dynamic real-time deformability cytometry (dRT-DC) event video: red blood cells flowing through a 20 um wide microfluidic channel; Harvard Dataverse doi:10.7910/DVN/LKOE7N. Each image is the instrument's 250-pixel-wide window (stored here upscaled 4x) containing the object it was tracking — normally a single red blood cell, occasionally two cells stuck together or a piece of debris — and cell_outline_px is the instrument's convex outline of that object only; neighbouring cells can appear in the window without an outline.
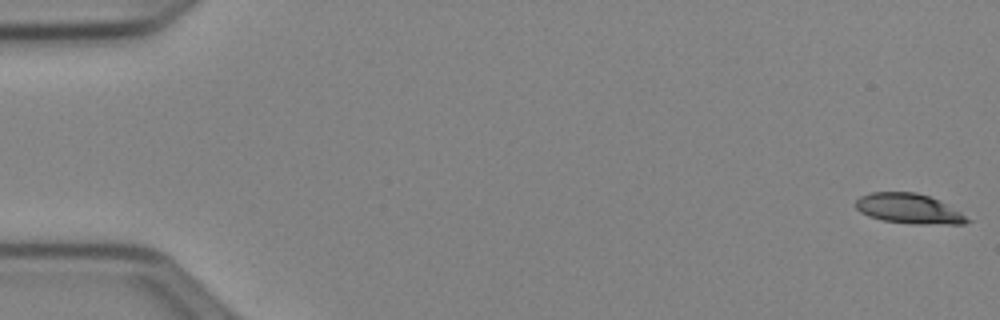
{"species": "Egyptian fruit bat (a non-hibernating species)", "species_latin": "Rousettus aegyptiacus", "temperature_condition": "cold", "stored_images_in_passage": 52, "camera_frame_rate_fps": 3000, "um_per_image_px": 0.085, "animal": {"sex": "female"}, "frame": {"image": 1, "passage_image": 1, "time_ms": 0.0, "image_size_px": [1000, 320], "cell_outline_px": [[972, 220], [964, 224], [912, 224], [880, 220], [868, 216], [860, 212], [856, 208], [856, 200], [860, 196], [872, 192], [916, 192], [928, 196], [960, 212]], "centroid_in_image_um": [77.22, 17.75], "position_along_channel_um": 7.8, "area_um2": 19.36}}
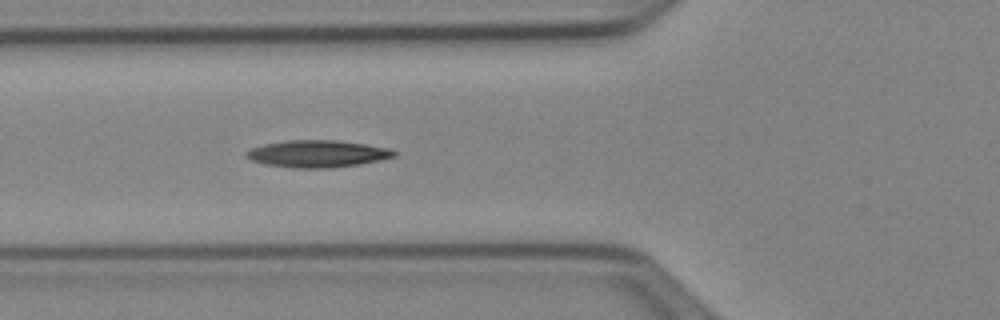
{"frame": {"image": 2, "passage_image": 20, "time_ms": 6.333, "image_size_px": [1000, 320], "cell_outline_px": [[396, 156], [360, 164], [332, 168], [292, 168], [264, 164], [252, 160], [244, 156], [244, 152], [248, 148], [264, 144], [284, 140], [336, 140], [368, 144], [388, 148], [396, 152]], "centroid_in_image_um": [26.93, 13.07], "position_along_channel_um": 98.9, "area_um2": 23.58}}
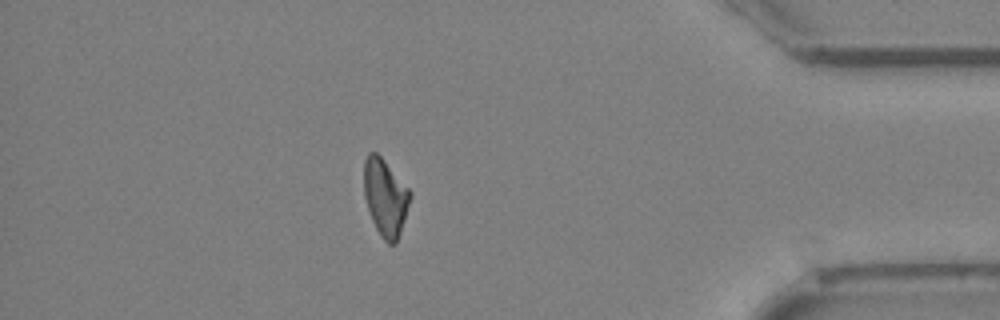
{"frame": {"image": 3, "passage_image": 46, "time_ms": 15.0, "image_size_px": [1000, 320], "cell_outline_px": [[412, 196], [396, 244], [388, 244], [380, 236], [372, 220], [364, 196], [364, 160], [368, 152], [376, 152], [384, 160], [412, 192]], "centroid_in_image_um": [32.75, 16.78], "position_along_channel_um": 402.4, "area_um2": 20.69}, "authors_computed_cell_mechanics": {"area_um2": 21.4149, "velocity_mm_per_s": 3.9406, "shape_relaxation_time_tau1_ms": 8.5557, "shape_relaxation_time_tau2_ms": null, "deformation_change_tau1": 0.2049, "deformation_change_tau2": null}}